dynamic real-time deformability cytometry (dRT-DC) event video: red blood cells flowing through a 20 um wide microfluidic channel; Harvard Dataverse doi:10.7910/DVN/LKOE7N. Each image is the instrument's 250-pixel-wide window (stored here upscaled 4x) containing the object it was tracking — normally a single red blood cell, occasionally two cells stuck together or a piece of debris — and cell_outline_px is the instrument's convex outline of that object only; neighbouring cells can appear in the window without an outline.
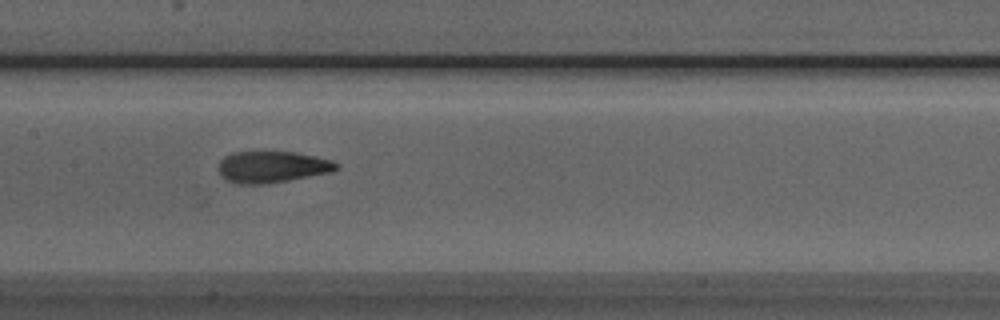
{"species": "Egyptian fruit bat (a non-hibernating species)", "species_latin": "Rousettus aegyptiacus", "temperature_condition": "room temperature", "stored_images_in_passage": 10, "camera_frame_rate_fps": 3000, "um_per_image_px": 0.085, "animal": {"sex": "male"}, "frame": {"image": 1, "passage_image": 7, "time_ms": 8.0, "image_size_px": [1000, 320], "cell_outline_px": [[340, 168], [332, 172], [268, 184], [236, 184], [228, 180], [220, 172], [220, 160], [224, 156], [232, 152], [296, 152], [316, 156], [332, 160], [340, 164]], "centroid_in_image_um": [23.2, 14.19], "position_along_channel_um": 184.2, "area_um2": 21.73}}
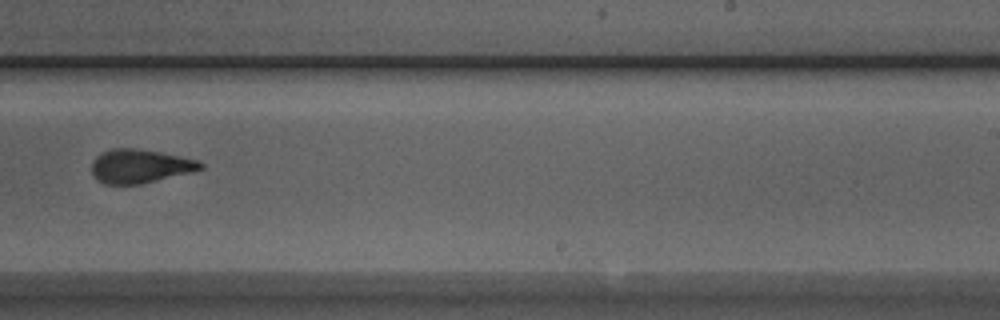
{"frame": {"image": 2, "passage_image": 9, "time_ms": 10.333, "image_size_px": [1000, 320], "cell_outline_px": [[204, 168], [192, 172], [140, 184], [104, 184], [96, 180], [92, 176], [92, 160], [100, 152], [112, 148], [136, 148], [160, 152], [200, 160], [204, 164]], "centroid_in_image_um": [11.88, 14.12], "position_along_channel_um": 277.1, "area_um2": 21.68}}
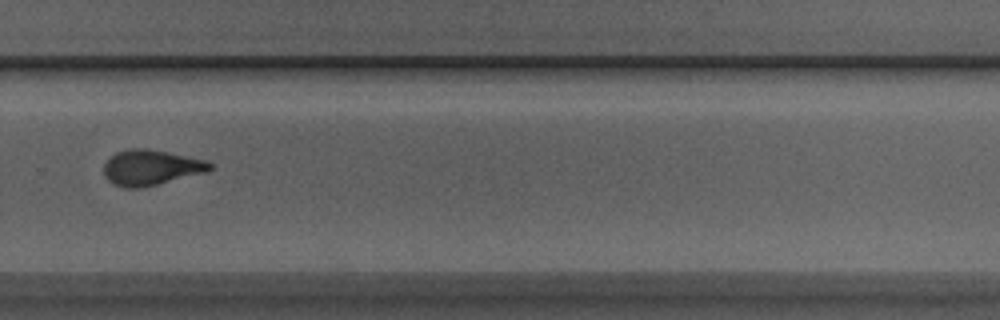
{"frame": {"image": 3, "passage_image": 10, "time_ms": 11.333, "image_size_px": [1000, 320], "cell_outline_px": [[212, 168], [208, 172], [140, 188], [124, 188], [112, 184], [104, 176], [104, 164], [116, 152], [132, 148], [144, 148], [168, 152], [204, 160], [212, 164]], "centroid_in_image_um": [12.81, 14.25], "position_along_channel_um": 317.0, "area_um2": 21.79}}